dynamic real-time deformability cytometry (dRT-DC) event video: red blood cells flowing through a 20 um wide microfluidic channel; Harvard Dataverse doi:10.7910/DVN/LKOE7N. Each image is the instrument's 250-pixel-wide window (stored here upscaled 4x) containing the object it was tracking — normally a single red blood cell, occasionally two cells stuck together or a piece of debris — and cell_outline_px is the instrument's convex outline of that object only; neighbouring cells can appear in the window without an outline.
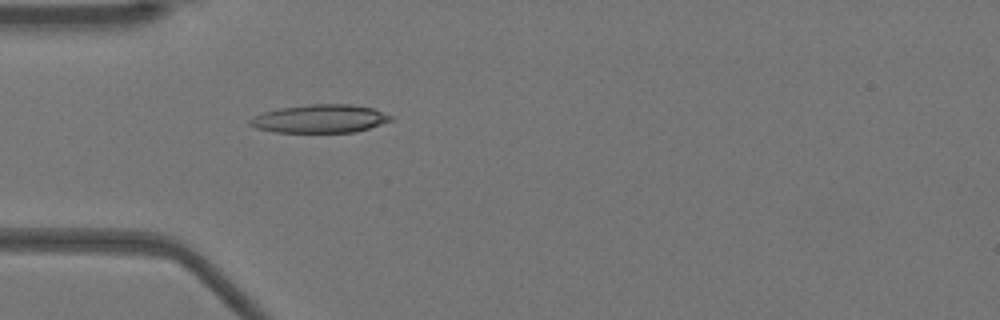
{"species": "Egyptian fruit bat (a non-hibernating species)", "species_latin": "Rousettus aegyptiacus", "temperature_condition": "warm", "stored_images_in_passage": 43, "camera_frame_rate_fps": 3000, "um_per_image_px": 0.085, "animal": {"sex": "female"}, "frame": {"image": 1, "passage_image": 7, "time_ms": 2.0, "image_size_px": [1000, 320], "cell_outline_px": [[392, 120], [356, 132], [276, 132], [256, 128], [248, 124], [248, 120], [264, 112], [280, 108], [308, 104], [352, 104], [372, 108], [392, 116]], "centroid_in_image_um": [27.19, 10.09], "position_along_channel_um": 57.8, "area_um2": 23.0}}
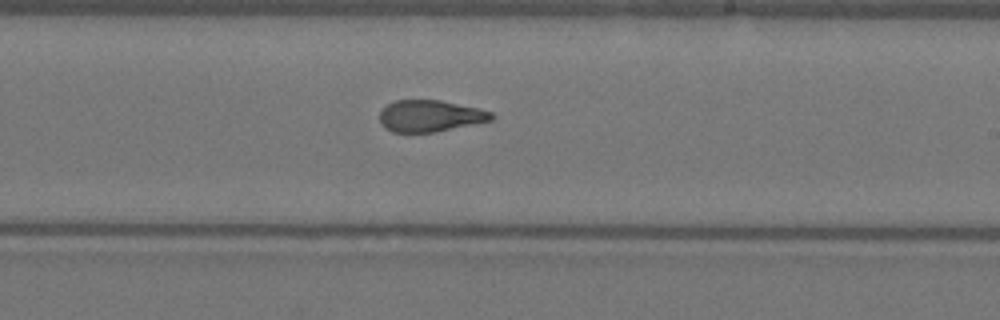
{"frame": {"image": 2, "passage_image": 22, "time_ms": 7.0, "image_size_px": [1000, 320], "cell_outline_px": [[496, 116], [492, 120], [436, 132], [392, 132], [384, 128], [380, 124], [380, 112], [388, 104], [396, 100], [440, 100], [476, 108], [492, 112]], "centroid_in_image_um": [36.54, 9.86], "position_along_channel_um": 252.5, "area_um2": 20.52}}
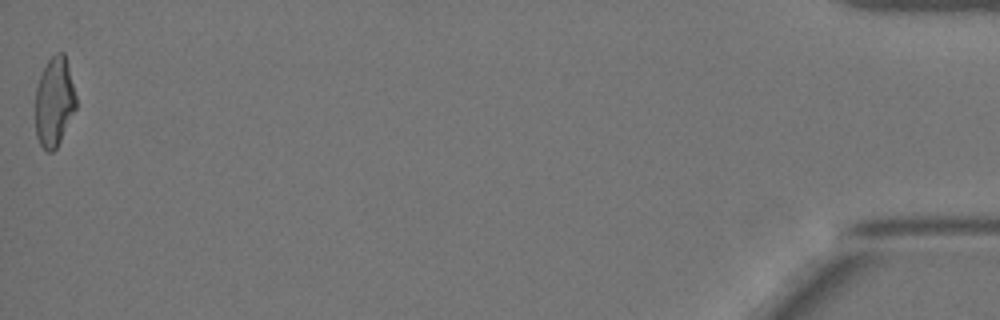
{"frame": {"image": 3, "passage_image": 43, "time_ms": 14.0, "image_size_px": [1000, 320], "cell_outline_px": [[76, 108], [56, 148], [52, 152], [48, 152], [40, 144], [36, 136], [36, 88], [40, 76], [48, 60], [56, 52], [64, 52], [76, 96]], "centroid_in_image_um": [4.61, 8.65], "position_along_channel_um": 430.6, "area_um2": 20.87}, "authors_computed_cell_mechanics": {"area_um2": 21.7906, "velocity_mm_per_s": 3.969, "shape_relaxation_time_tau1_ms": null, "shape_relaxation_time_tau2_ms": 1.666, "deformation_change_tau1": null, "deformation_change_tau2": 0.0948}}